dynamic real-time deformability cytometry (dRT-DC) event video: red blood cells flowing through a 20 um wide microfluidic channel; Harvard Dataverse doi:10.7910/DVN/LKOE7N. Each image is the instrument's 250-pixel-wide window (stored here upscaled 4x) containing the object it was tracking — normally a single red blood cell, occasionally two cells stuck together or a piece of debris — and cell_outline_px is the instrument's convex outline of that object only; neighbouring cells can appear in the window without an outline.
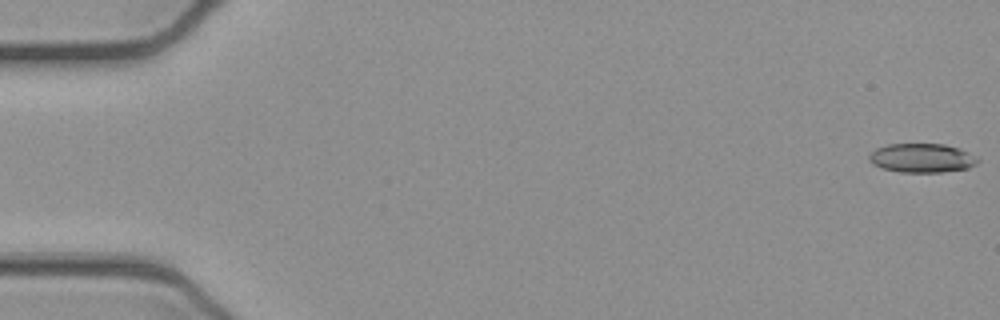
{"species": "common noctule bat (a hibernating species)", "species_latin": "Nyctalus noctula", "temperature_condition": "cold", "stored_images_in_passage": 53, "camera_frame_rate_fps": 3000, "um_per_image_px": 0.085, "animal": {"sex": "female", "body_mass_g": 21.9}, "frame": {"image": 1, "passage_image": 1, "time_ms": 0.0, "image_size_px": [1000, 320], "cell_outline_px": [[980, 160], [976, 164], [968, 168], [940, 172], [900, 172], [880, 168], [872, 164], [868, 160], [868, 156], [876, 148], [888, 144], [944, 144], [960, 148], [976, 156]], "centroid_in_image_um": [78.35, 13.43], "position_along_channel_um": 6.7, "area_um2": 18.5}}
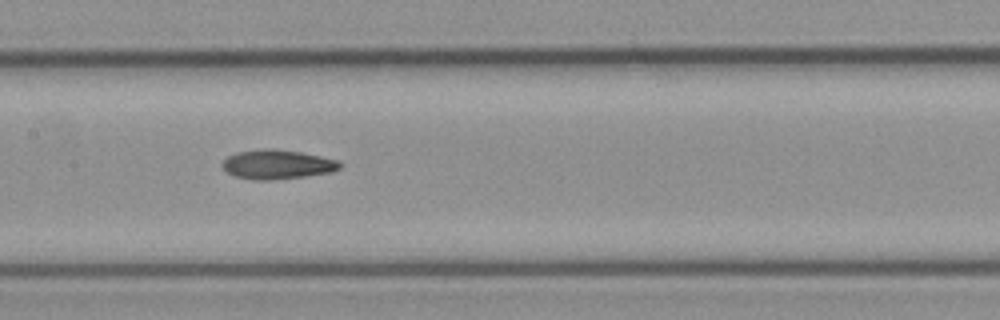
{"frame": {"image": 2, "passage_image": 26, "time_ms": 8.333, "image_size_px": [1000, 320], "cell_outline_px": [[344, 164], [340, 168], [332, 172], [304, 176], [268, 180], [252, 180], [236, 176], [228, 172], [220, 164], [228, 156], [236, 152], [264, 148], [272, 148], [300, 152], [340, 160]], "centroid_in_image_um": [23.59, 13.96], "position_along_channel_um": 183.8, "area_um2": 20.11}}
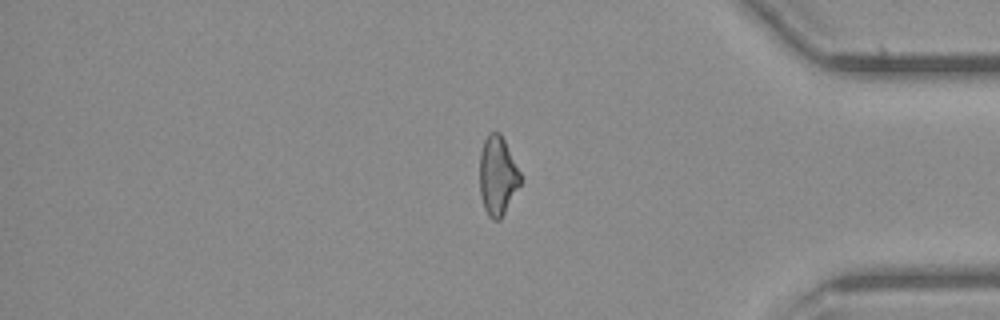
{"frame": {"image": 3, "passage_image": 44, "time_ms": 14.333, "image_size_px": [1000, 320], "cell_outline_px": [[520, 184], [500, 220], [492, 220], [488, 216], [484, 208], [480, 196], [480, 152], [484, 140], [488, 132], [500, 132], [520, 172]], "centroid_in_image_um": [42.27, 14.94], "position_along_channel_um": 392.9, "area_um2": 18.61}, "authors_computed_cell_mechanics": {"area_um2": 19.2474, "velocity_mm_per_s": 3.9221, "shape_relaxation_time_tau1_ms": 7.7669, "shape_relaxation_time_tau2_ms": 5.0694, "deformation_change_tau1": 0.1959, "deformation_change_tau2": 0.1461}}